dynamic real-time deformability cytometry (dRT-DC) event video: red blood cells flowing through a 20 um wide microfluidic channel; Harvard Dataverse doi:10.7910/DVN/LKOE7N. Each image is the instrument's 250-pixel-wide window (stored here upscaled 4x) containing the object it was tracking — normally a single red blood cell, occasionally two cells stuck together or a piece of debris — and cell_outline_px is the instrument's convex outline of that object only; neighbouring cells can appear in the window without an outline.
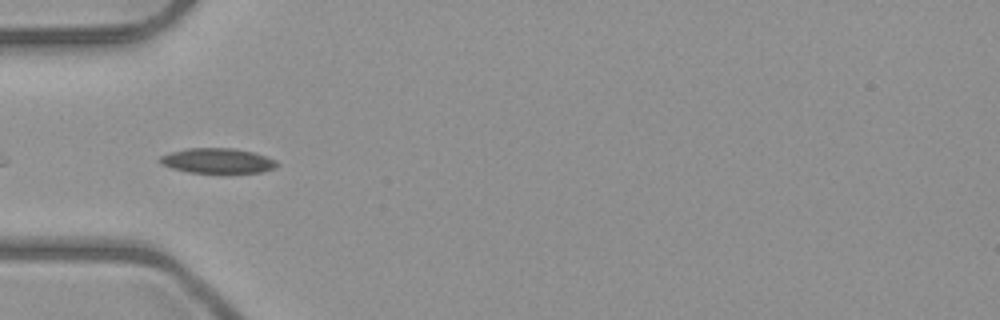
{"species": "common noctule bat (a hibernating species)", "species_latin": "Nyctalus noctula", "temperature_condition": "room temperature", "stored_images_in_passage": 7, "camera_frame_rate_fps": 3000, "um_per_image_px": 0.085, "animal": {"sex": "male", "body_mass_g": 23.1, "forearm_length_mm": 52.7}, "frame": {"image": 1, "passage_image": 7, "time_ms": 7.0, "image_size_px": [1000, 320], "cell_outline_px": [[280, 164], [276, 168], [260, 172], [224, 176], [220, 176], [188, 172], [172, 168], [160, 164], [156, 160], [160, 156], [172, 152], [188, 148], [232, 148], [252, 152], [276, 160]], "centroid_in_image_um": [18.5, 13.72], "position_along_channel_um": 66.5, "area_um2": 18.03}}